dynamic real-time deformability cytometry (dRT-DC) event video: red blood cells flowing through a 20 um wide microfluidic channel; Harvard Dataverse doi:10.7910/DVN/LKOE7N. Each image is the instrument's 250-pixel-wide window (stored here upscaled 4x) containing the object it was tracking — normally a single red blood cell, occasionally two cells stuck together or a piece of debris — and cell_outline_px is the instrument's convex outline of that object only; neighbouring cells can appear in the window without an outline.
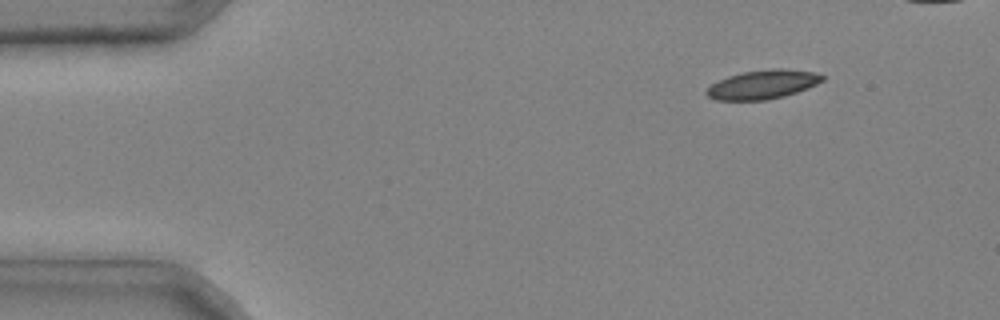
{"species": "common noctule bat (a hibernating species)", "species_latin": "Nyctalus noctula", "temperature_condition": "cold", "stored_images_in_passage": 4, "camera_frame_rate_fps": 3000, "um_per_image_px": 0.085, "animal": {"sex": "male", "body_mass_g": 20.4}, "frame": {"image": 1, "passage_image": 2, "time_ms": 0.333, "image_size_px": [1000, 320], "cell_outline_px": [[824, 80], [808, 88], [784, 96], [764, 100], [716, 100], [708, 96], [704, 92], [712, 84], [728, 76], [744, 72], [772, 68], [780, 68], [812, 72], [824, 76]], "centroid_in_image_um": [64.82, 7.18], "position_along_channel_um": 20.2, "area_um2": 19.31}}
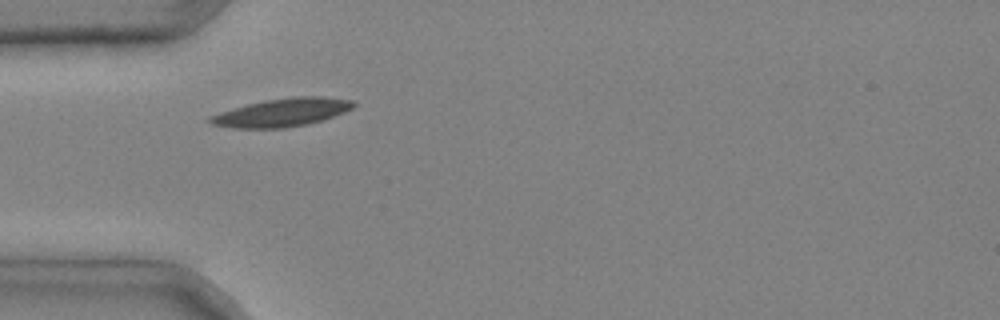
{"frame": {"image": 2, "passage_image": 4, "time_ms": 1.0, "image_size_px": [1000, 320], "cell_outline_px": [[356, 104], [352, 108], [344, 112], [324, 120], [308, 124], [284, 128], [232, 128], [212, 124], [204, 120], [208, 116], [220, 112], [248, 104], [264, 100], [292, 96], [324, 96], [352, 100]], "centroid_in_image_um": [23.96, 9.56], "position_along_channel_um": 61.0, "area_um2": 23.76}}